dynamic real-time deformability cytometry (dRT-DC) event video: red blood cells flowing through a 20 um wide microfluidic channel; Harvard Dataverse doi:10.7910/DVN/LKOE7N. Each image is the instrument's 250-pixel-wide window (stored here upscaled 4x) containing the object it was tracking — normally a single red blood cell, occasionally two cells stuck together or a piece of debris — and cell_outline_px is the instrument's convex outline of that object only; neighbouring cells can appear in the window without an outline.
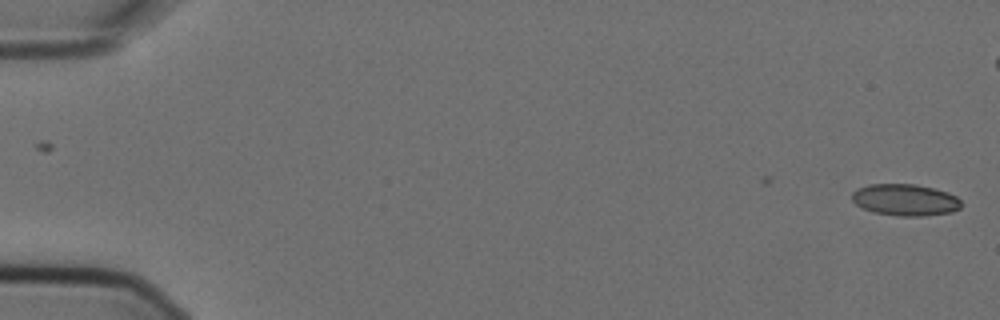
{"species": "Egyptian fruit bat (a non-hibernating species)", "species_latin": "Rousettus aegyptiacus", "temperature_condition": "cold", "stored_images_in_passage": 2, "camera_frame_rate_fps": 3000, "um_per_image_px": 0.085, "animal": {"sex": "female"}, "frame": {"image": 1, "passage_image": 2, "time_ms": 0.333, "image_size_px": [1000, 320], "cell_outline_px": [[964, 204], [960, 208], [952, 212], [924, 216], [900, 216], [872, 212], [856, 204], [852, 200], [852, 192], [856, 188], [868, 184], [916, 184], [948, 192], [956, 196]], "centroid_in_image_um": [76.95, 16.99], "position_along_channel_um": 8.1, "area_um2": 20.35}}